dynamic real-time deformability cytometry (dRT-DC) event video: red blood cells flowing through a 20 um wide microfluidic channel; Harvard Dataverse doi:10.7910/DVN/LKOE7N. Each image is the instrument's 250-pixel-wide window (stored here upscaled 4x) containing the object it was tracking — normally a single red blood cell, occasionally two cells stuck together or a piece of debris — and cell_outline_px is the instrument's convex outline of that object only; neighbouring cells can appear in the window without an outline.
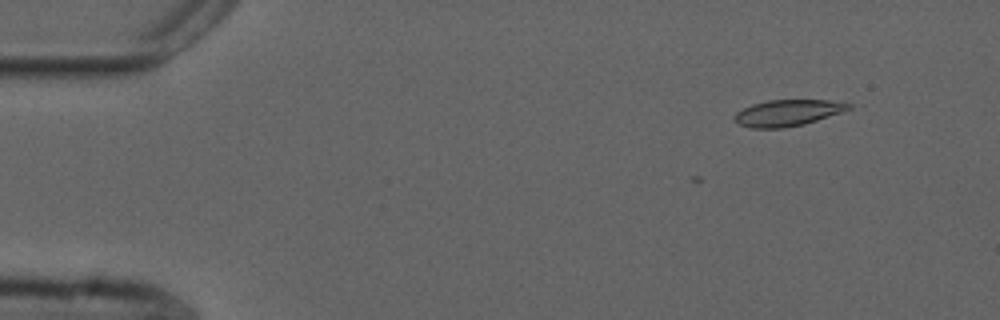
{"species": "common noctule bat (a hibernating species)", "species_latin": "Nyctalus noctula", "temperature_condition": "cold", "stored_images_in_passage": 13, "camera_frame_rate_fps": 3000, "um_per_image_px": 0.085, "animal": {"sex": "male", "forearm_length_mm": 52.5}, "frame": {"image": 1, "passage_image": 2, "time_ms": 0.333, "image_size_px": [1000, 320], "cell_outline_px": [[852, 108], [804, 124], [784, 128], [752, 128], [740, 124], [736, 120], [736, 112], [752, 104], [768, 100], [828, 100], [852, 104]], "centroid_in_image_um": [66.96, 9.59], "position_along_channel_um": 18.0, "area_um2": 17.17}}
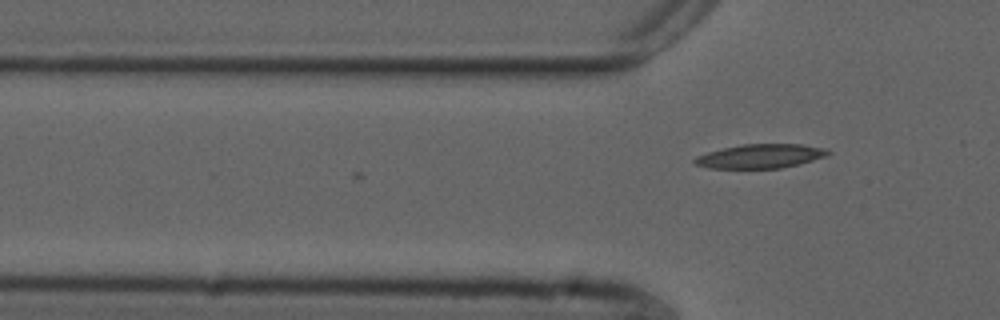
{"frame": {"image": 2, "passage_image": 13, "time_ms": 4.0, "image_size_px": [1000, 320], "cell_outline_px": [[832, 152], [828, 156], [800, 164], [780, 168], [708, 168], [696, 164], [692, 160], [696, 156], [708, 152], [740, 144], [800, 144], [824, 148]], "centroid_in_image_um": [64.66, 13.27], "position_along_channel_um": 61.1, "area_um2": 18.73}}